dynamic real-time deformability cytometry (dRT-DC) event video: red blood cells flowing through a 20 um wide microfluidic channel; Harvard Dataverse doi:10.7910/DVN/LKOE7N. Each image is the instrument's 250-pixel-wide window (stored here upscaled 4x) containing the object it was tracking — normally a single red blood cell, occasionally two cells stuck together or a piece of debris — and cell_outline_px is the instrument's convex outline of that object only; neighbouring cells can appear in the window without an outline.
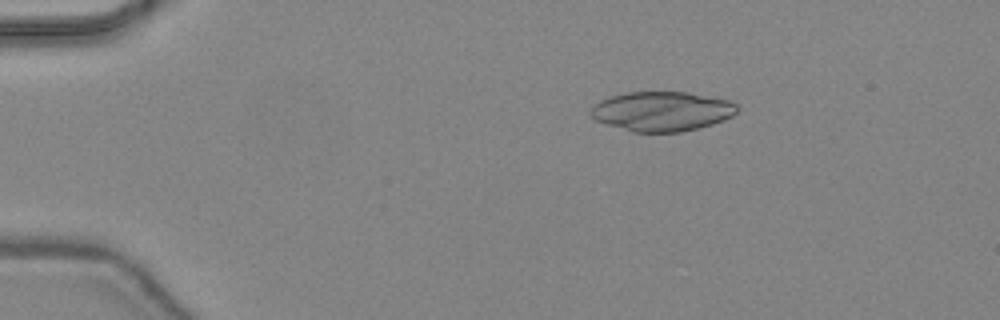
{"species": "common noctule bat (a hibernating species)", "species_latin": "Nyctalus noctula", "temperature_condition": "warm", "stored_images_in_passage": 25, "camera_frame_rate_fps": 3000, "um_per_image_px": 0.085, "animal": {"sex": "female", "body_mass_g": 24.6, "forearm_length_mm": 56.2}, "frame": {"image": 1, "passage_image": 7, "time_ms": 2.0, "image_size_px": [1000, 320], "cell_outline_px": [[740, 108], [732, 116], [724, 120], [712, 124], [680, 132], [632, 132], [596, 120], [588, 112], [600, 100], [612, 96], [628, 92], [688, 92], [728, 100], [736, 104]], "centroid_in_image_um": [56.28, 9.46], "position_along_channel_um": 28.7, "area_um2": 33.58}}